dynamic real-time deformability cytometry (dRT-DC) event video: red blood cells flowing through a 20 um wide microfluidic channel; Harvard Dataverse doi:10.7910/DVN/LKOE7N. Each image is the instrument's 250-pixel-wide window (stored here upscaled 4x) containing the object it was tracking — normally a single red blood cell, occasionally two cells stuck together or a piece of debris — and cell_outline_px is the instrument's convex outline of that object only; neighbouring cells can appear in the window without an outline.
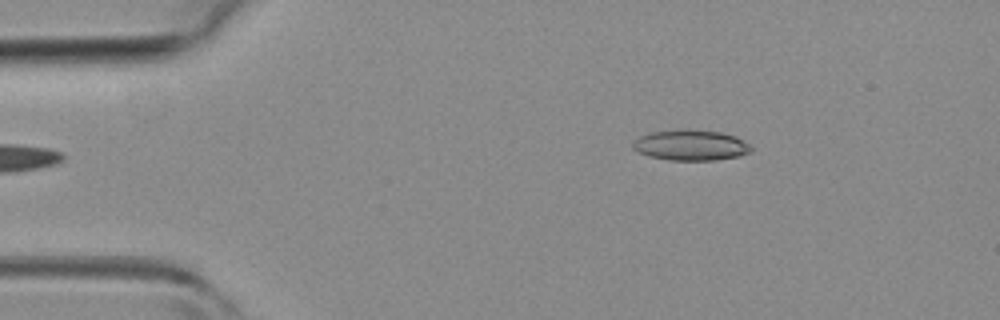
{"species": "common noctule bat (a hibernating species)", "species_latin": "Nyctalus noctula", "temperature_condition": "room temperature", "stored_images_in_passage": 6, "camera_frame_rate_fps": 3000, "um_per_image_px": 0.085, "animal": {"sex": "female", "body_mass_g": 19.3, "forearm_length_mm": 54.1}, "frame": {"image": 1, "passage_image": 2, "time_ms": 1.333, "image_size_px": [1000, 320], "cell_outline_px": [[752, 148], [748, 152], [740, 156], [716, 160], [668, 160], [648, 156], [636, 152], [632, 148], [632, 144], [640, 136], [652, 132], [680, 128], [720, 132], [736, 136], [744, 140]], "centroid_in_image_um": [58.69, 12.33], "position_along_channel_um": 26.3, "area_um2": 21.27}}
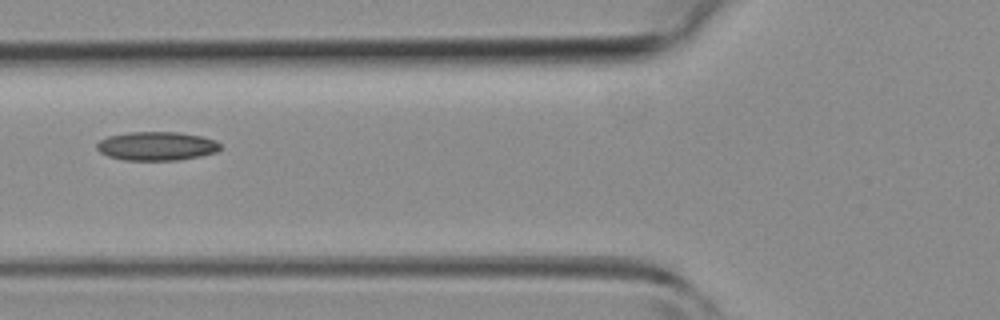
{"frame": {"image": 2, "passage_image": 5, "time_ms": 4.667, "image_size_px": [1000, 320], "cell_outline_px": [[220, 148], [216, 152], [200, 156], [180, 160], [124, 160], [108, 156], [100, 152], [96, 148], [96, 144], [100, 140], [108, 136], [128, 132], [180, 132], [200, 136], [216, 140], [220, 144]], "centroid_in_image_um": [13.31, 12.41], "position_along_channel_um": 112.5, "area_um2": 20.75}}
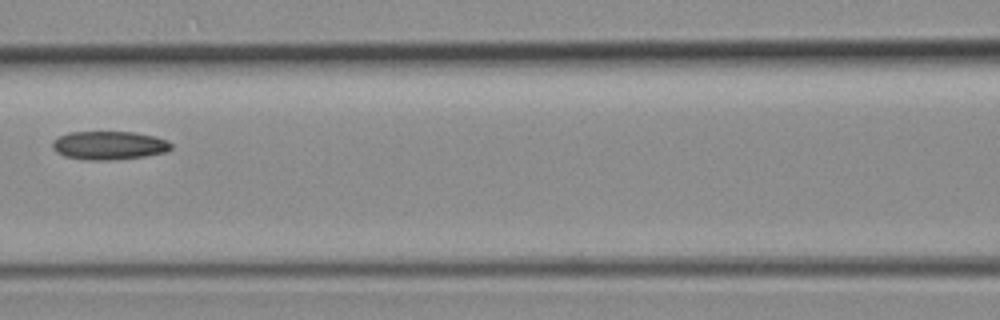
{"frame": {"image": 3, "passage_image": 6, "time_ms": 5.667, "image_size_px": [1000, 320], "cell_outline_px": [[172, 148], [164, 152], [144, 156], [108, 160], [88, 160], [64, 156], [56, 152], [52, 148], [52, 140], [68, 132], [132, 132], [156, 136], [168, 140], [172, 144]], "centroid_in_image_um": [9.25, 12.35], "position_along_channel_um": 157.3, "area_um2": 19.71}}